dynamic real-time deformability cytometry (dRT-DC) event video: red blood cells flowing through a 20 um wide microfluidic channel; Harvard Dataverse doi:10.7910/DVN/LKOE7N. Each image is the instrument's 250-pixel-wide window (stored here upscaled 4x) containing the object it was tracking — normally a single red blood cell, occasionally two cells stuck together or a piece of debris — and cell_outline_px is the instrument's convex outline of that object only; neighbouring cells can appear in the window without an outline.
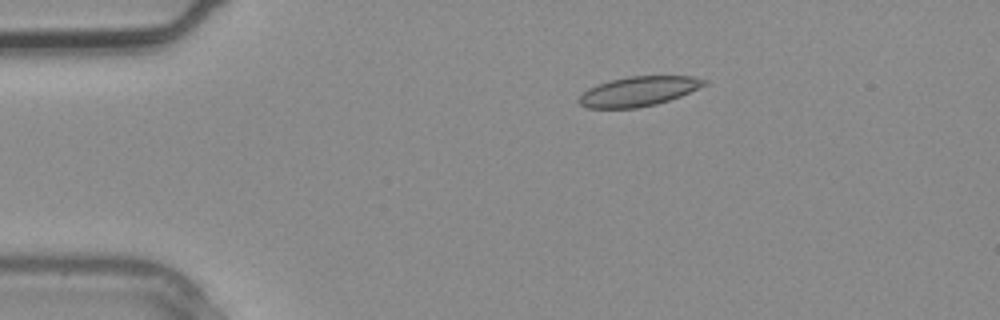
{"species": "common noctule bat (a hibernating species)", "species_latin": "Nyctalus noctula", "temperature_condition": "warm", "stored_images_in_passage": 1, "camera_frame_rate_fps": 3000, "um_per_image_px": 0.085, "animal": {"sex": "male", "body_mass_g": 20.4}, "frame": {"image": 1, "passage_image": 1, "time_ms": 0.0, "image_size_px": [1000, 320], "cell_outline_px": [[708, 84], [680, 96], [656, 104], [636, 108], [588, 108], [580, 104], [576, 100], [588, 88], [608, 80], [628, 76], [692, 76], [708, 80]], "centroid_in_image_um": [54.27, 7.75], "position_along_channel_um": 30.7, "area_um2": 21.68}}